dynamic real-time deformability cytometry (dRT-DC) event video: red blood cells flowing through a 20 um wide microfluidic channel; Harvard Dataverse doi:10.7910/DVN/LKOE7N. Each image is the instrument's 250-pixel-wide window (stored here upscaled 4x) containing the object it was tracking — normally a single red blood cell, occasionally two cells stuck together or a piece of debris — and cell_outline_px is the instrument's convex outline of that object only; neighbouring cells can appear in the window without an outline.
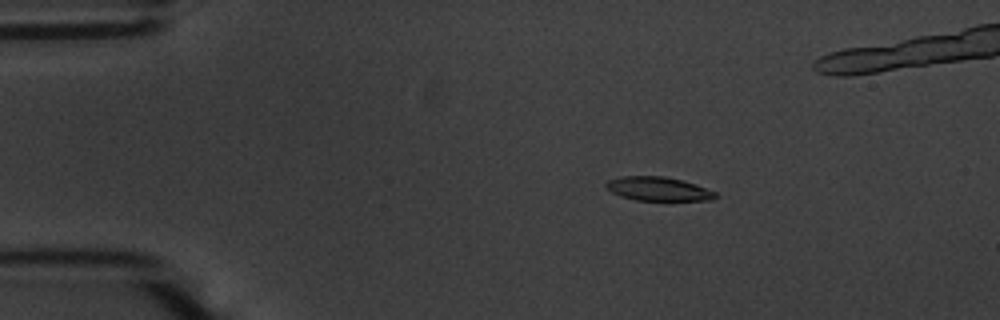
{"species": "common noctule bat (a hibernating species)", "species_latin": "Nyctalus noctula", "temperature_condition": "warm", "stored_images_in_passage": 57, "camera_frame_rate_fps": 3000, "um_per_image_px": 0.085, "animal": {"sex": "male", "body_mass_g": 20.1, "forearm_length_mm": 53.5}, "frame": {"image": 1, "passage_image": 11, "time_ms": 3.333, "image_size_px": [1000, 320], "cell_outline_px": [[720, 196], [712, 200], [636, 200], [620, 196], [604, 188], [604, 184], [608, 180], [620, 176], [664, 176], [696, 184], [716, 192]], "centroid_in_image_um": [55.93, 16.05], "position_along_channel_um": 29.1, "area_um2": 15.32}}
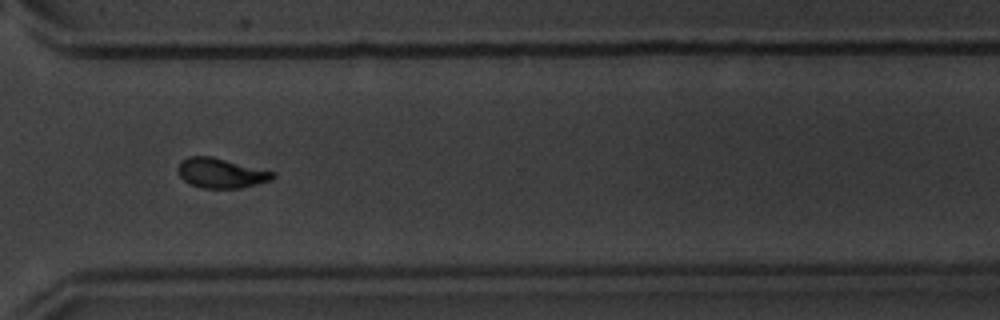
{"frame": {"image": 2, "passage_image": 42, "time_ms": 13.667, "image_size_px": [1000, 320], "cell_outline_px": [[276, 176], [272, 180], [240, 188], [204, 188], [192, 184], [184, 180], [180, 176], [176, 168], [180, 160], [188, 156], [212, 156], [276, 172]], "centroid_in_image_um": [18.79, 14.69], "position_along_channel_um": 351.8, "area_um2": 16.59}}
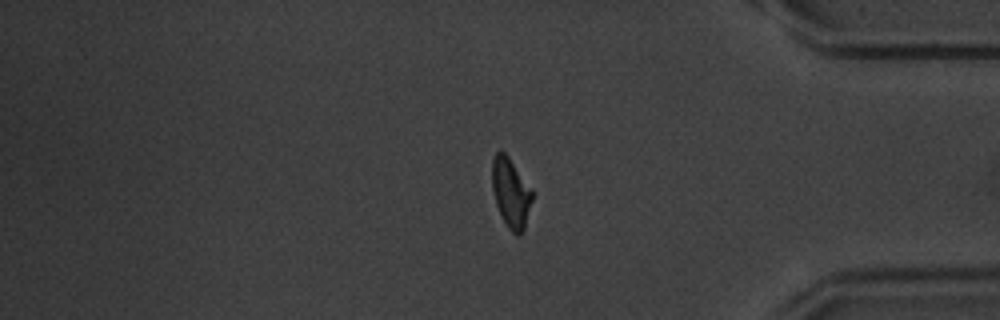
{"frame": {"image": 3, "passage_image": 47, "time_ms": 15.333, "image_size_px": [1000, 320], "cell_outline_px": [[532, 200], [524, 228], [520, 236], [516, 236], [508, 228], [496, 204], [492, 188], [492, 160], [496, 152], [500, 148], [508, 156], [532, 188]], "centroid_in_image_um": [43.42, 16.36], "position_along_channel_um": 391.8, "area_um2": 16.24}, "authors_computed_cell_mechanics": {"area_um2": 16.0106, "velocity_mm_per_s": 3.6882, "shape_relaxation_time_tau1_ms": 3.8573, "shape_relaxation_time_tau2_ms": 2.9536, "deformation_change_tau1": 0.1566, "deformation_change_tau2": 0.096}}